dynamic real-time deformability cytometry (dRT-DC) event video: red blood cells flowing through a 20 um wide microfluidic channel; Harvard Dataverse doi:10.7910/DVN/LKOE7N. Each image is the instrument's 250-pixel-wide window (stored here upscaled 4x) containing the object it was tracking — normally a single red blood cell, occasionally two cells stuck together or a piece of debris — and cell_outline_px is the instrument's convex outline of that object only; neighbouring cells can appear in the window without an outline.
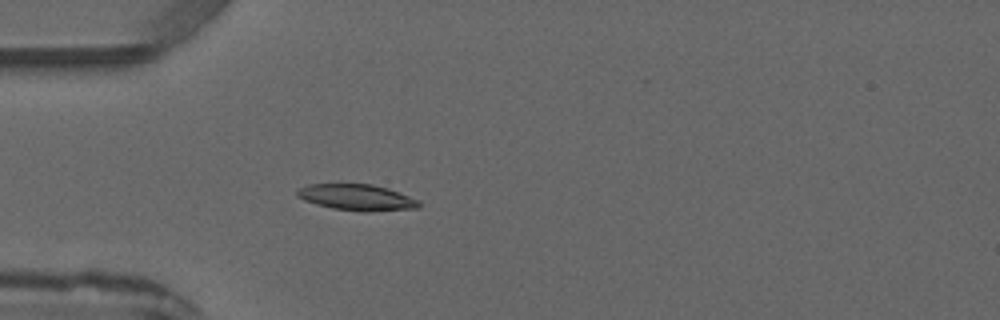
{"species": "common noctule bat (a hibernating species)", "species_latin": "Nyctalus noctula", "temperature_condition": "warm", "stored_images_in_passage": 4, "camera_frame_rate_fps": 3000, "um_per_image_px": 0.085, "animal": {"sex": "male", "forearm_length_mm": 52.5}, "frame": {"image": 1, "passage_image": 4, "time_ms": 3.333, "image_size_px": [1000, 320], "cell_outline_px": [[420, 208], [372, 212], [360, 212], [332, 208], [316, 204], [304, 200], [296, 196], [296, 192], [300, 188], [308, 184], [372, 184], [388, 188], [420, 200]], "centroid_in_image_um": [30.36, 16.79], "position_along_channel_um": 54.6, "area_um2": 18.79}}